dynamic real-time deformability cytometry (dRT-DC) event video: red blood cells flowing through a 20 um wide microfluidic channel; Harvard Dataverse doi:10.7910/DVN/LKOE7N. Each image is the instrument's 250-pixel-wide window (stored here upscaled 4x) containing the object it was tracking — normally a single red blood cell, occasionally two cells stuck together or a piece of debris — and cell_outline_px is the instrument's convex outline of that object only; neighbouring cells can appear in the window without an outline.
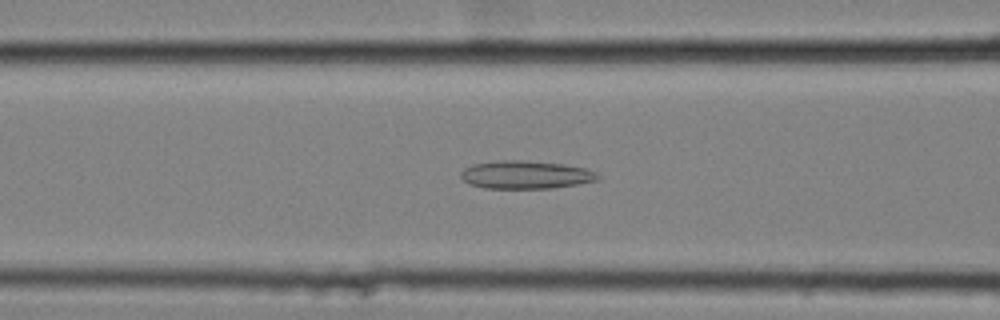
{"species": "common noctule bat (a hibernating species)", "species_latin": "Nyctalus noctula", "temperature_condition": "cold", "stored_images_in_passage": 57, "camera_frame_rate_fps": 3000, "um_per_image_px": 0.085, "animal": {"sex": "female", "body_mass_g": 25.1}, "frame": {"image": 1, "passage_image": 24, "time_ms": 7.667, "image_size_px": [1000, 320], "cell_outline_px": [[600, 176], [596, 180], [576, 184], [552, 188], [484, 188], [468, 184], [460, 176], [460, 172], [464, 168], [472, 164], [504, 160], [524, 160], [564, 164], [584, 168], [596, 172]], "centroid_in_image_um": [44.65, 14.85], "position_along_channel_um": 122.0, "area_um2": 22.31}}
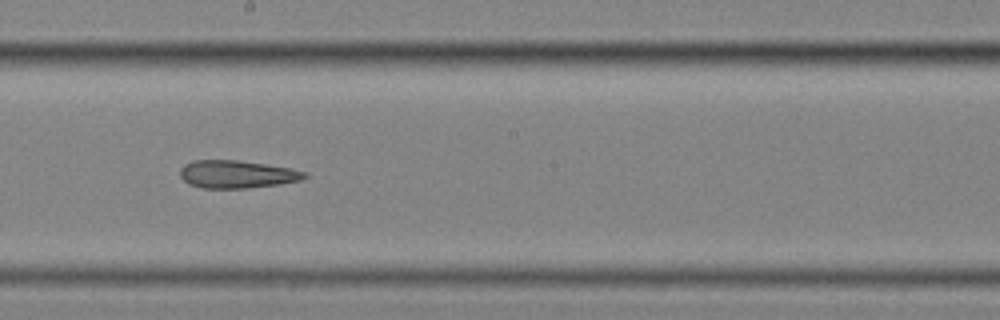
{"frame": {"image": 2, "passage_image": 33, "time_ms": 10.667, "image_size_px": [1000, 320], "cell_outline_px": [[308, 176], [300, 180], [280, 184], [248, 188], [204, 188], [188, 184], [180, 176], [180, 168], [184, 164], [192, 160], [240, 160], [288, 168], [308, 172]], "centroid_in_image_um": [20.12, 14.81], "position_along_channel_um": 228.1, "area_um2": 20.17}}
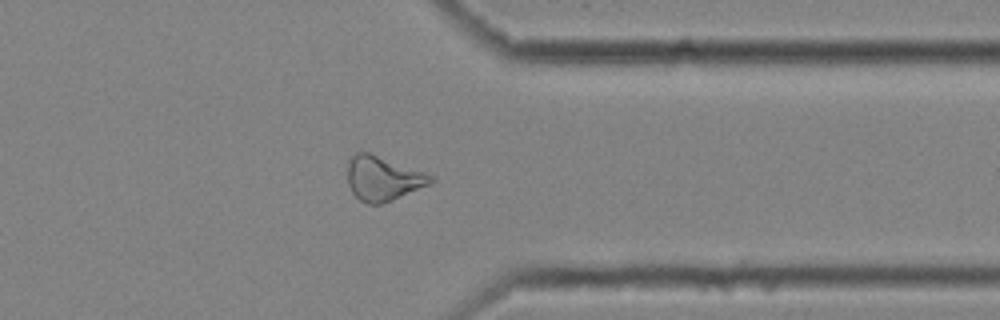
{"frame": {"image": 3, "passage_image": 46, "time_ms": 15.0, "image_size_px": [1000, 320], "cell_outline_px": [[436, 180], [428, 184], [392, 200], [380, 204], [368, 204], [360, 200], [352, 192], [348, 184], [348, 160], [356, 152], [368, 152], [436, 176]], "centroid_in_image_um": [32.54, 15.16], "position_along_channel_um": 378.9, "area_um2": 21.33}, "authors_computed_cell_mechanics": {"area_um2": 22.7732, "velocity_mm_per_s": 3.5444, "shape_relaxation_time_tau1_ms": null, "shape_relaxation_time_tau2_ms": 6.9582, "deformation_change_tau1": null, "deformation_change_tau2": 0.1737}}